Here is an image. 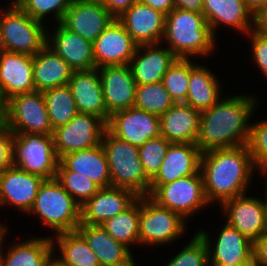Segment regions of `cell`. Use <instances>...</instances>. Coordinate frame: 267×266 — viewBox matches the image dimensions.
I'll use <instances>...</instances> for the list:
<instances>
[{
    "label": "cell",
    "instance_id": "6da1fadb",
    "mask_svg": "<svg viewBox=\"0 0 267 266\" xmlns=\"http://www.w3.org/2000/svg\"><path fill=\"white\" fill-rule=\"evenodd\" d=\"M224 98L200 114L196 145L202 153L248 144L257 99L246 94Z\"/></svg>",
    "mask_w": 267,
    "mask_h": 266
},
{
    "label": "cell",
    "instance_id": "7a4b0ae2",
    "mask_svg": "<svg viewBox=\"0 0 267 266\" xmlns=\"http://www.w3.org/2000/svg\"><path fill=\"white\" fill-rule=\"evenodd\" d=\"M255 167L247 145L201 153L200 171L206 198L220 205L247 194Z\"/></svg>",
    "mask_w": 267,
    "mask_h": 266
},
{
    "label": "cell",
    "instance_id": "3957f363",
    "mask_svg": "<svg viewBox=\"0 0 267 266\" xmlns=\"http://www.w3.org/2000/svg\"><path fill=\"white\" fill-rule=\"evenodd\" d=\"M177 58L190 59L212 53L215 36L202 13L172 9L165 15L163 41Z\"/></svg>",
    "mask_w": 267,
    "mask_h": 266
},
{
    "label": "cell",
    "instance_id": "277c9868",
    "mask_svg": "<svg viewBox=\"0 0 267 266\" xmlns=\"http://www.w3.org/2000/svg\"><path fill=\"white\" fill-rule=\"evenodd\" d=\"M101 144L109 164L111 186L129 189L139 197L149 196L151 181L144 173L138 147L117 138L107 129Z\"/></svg>",
    "mask_w": 267,
    "mask_h": 266
},
{
    "label": "cell",
    "instance_id": "5b68a950",
    "mask_svg": "<svg viewBox=\"0 0 267 266\" xmlns=\"http://www.w3.org/2000/svg\"><path fill=\"white\" fill-rule=\"evenodd\" d=\"M40 217L55 233L74 231L80 225V205L55 179H45L28 212Z\"/></svg>",
    "mask_w": 267,
    "mask_h": 266
},
{
    "label": "cell",
    "instance_id": "8992f818",
    "mask_svg": "<svg viewBox=\"0 0 267 266\" xmlns=\"http://www.w3.org/2000/svg\"><path fill=\"white\" fill-rule=\"evenodd\" d=\"M9 5L0 9L1 50L34 56L46 45L47 29L13 1Z\"/></svg>",
    "mask_w": 267,
    "mask_h": 266
},
{
    "label": "cell",
    "instance_id": "52a82bcc",
    "mask_svg": "<svg viewBox=\"0 0 267 266\" xmlns=\"http://www.w3.org/2000/svg\"><path fill=\"white\" fill-rule=\"evenodd\" d=\"M53 135L13 134L12 165L44 179H53L59 164Z\"/></svg>",
    "mask_w": 267,
    "mask_h": 266
},
{
    "label": "cell",
    "instance_id": "ba28073f",
    "mask_svg": "<svg viewBox=\"0 0 267 266\" xmlns=\"http://www.w3.org/2000/svg\"><path fill=\"white\" fill-rule=\"evenodd\" d=\"M186 219L158 205L149 196L139 197V245H164L185 233Z\"/></svg>",
    "mask_w": 267,
    "mask_h": 266
},
{
    "label": "cell",
    "instance_id": "9c48e42d",
    "mask_svg": "<svg viewBox=\"0 0 267 266\" xmlns=\"http://www.w3.org/2000/svg\"><path fill=\"white\" fill-rule=\"evenodd\" d=\"M5 127L13 134L53 135L42 92L15 95L4 103Z\"/></svg>",
    "mask_w": 267,
    "mask_h": 266
},
{
    "label": "cell",
    "instance_id": "30bf717a",
    "mask_svg": "<svg viewBox=\"0 0 267 266\" xmlns=\"http://www.w3.org/2000/svg\"><path fill=\"white\" fill-rule=\"evenodd\" d=\"M149 197L158 205L180 214L184 219L209 206L200 170L194 175L158 186Z\"/></svg>",
    "mask_w": 267,
    "mask_h": 266
},
{
    "label": "cell",
    "instance_id": "8fae6325",
    "mask_svg": "<svg viewBox=\"0 0 267 266\" xmlns=\"http://www.w3.org/2000/svg\"><path fill=\"white\" fill-rule=\"evenodd\" d=\"M106 129L107 124L100 117L78 113L69 123L53 130L59 160L69 153L98 146Z\"/></svg>",
    "mask_w": 267,
    "mask_h": 266
},
{
    "label": "cell",
    "instance_id": "7c38bea8",
    "mask_svg": "<svg viewBox=\"0 0 267 266\" xmlns=\"http://www.w3.org/2000/svg\"><path fill=\"white\" fill-rule=\"evenodd\" d=\"M114 19L99 0H72L60 23L93 43Z\"/></svg>",
    "mask_w": 267,
    "mask_h": 266
},
{
    "label": "cell",
    "instance_id": "4fadbf2b",
    "mask_svg": "<svg viewBox=\"0 0 267 266\" xmlns=\"http://www.w3.org/2000/svg\"><path fill=\"white\" fill-rule=\"evenodd\" d=\"M107 130L117 138L140 147L149 139L160 136V118L134 107L109 117Z\"/></svg>",
    "mask_w": 267,
    "mask_h": 266
},
{
    "label": "cell",
    "instance_id": "5bb4252c",
    "mask_svg": "<svg viewBox=\"0 0 267 266\" xmlns=\"http://www.w3.org/2000/svg\"><path fill=\"white\" fill-rule=\"evenodd\" d=\"M220 207L227 219L226 222L252 243L266 232V218L260 198L244 194L224 201Z\"/></svg>",
    "mask_w": 267,
    "mask_h": 266
},
{
    "label": "cell",
    "instance_id": "9a60e30c",
    "mask_svg": "<svg viewBox=\"0 0 267 266\" xmlns=\"http://www.w3.org/2000/svg\"><path fill=\"white\" fill-rule=\"evenodd\" d=\"M138 197L126 188L114 186L100 188L80 206V224L102 225L129 208Z\"/></svg>",
    "mask_w": 267,
    "mask_h": 266
},
{
    "label": "cell",
    "instance_id": "2e32d148",
    "mask_svg": "<svg viewBox=\"0 0 267 266\" xmlns=\"http://www.w3.org/2000/svg\"><path fill=\"white\" fill-rule=\"evenodd\" d=\"M137 44L116 18L93 42L96 68L113 65H129Z\"/></svg>",
    "mask_w": 267,
    "mask_h": 266
},
{
    "label": "cell",
    "instance_id": "e0dca14e",
    "mask_svg": "<svg viewBox=\"0 0 267 266\" xmlns=\"http://www.w3.org/2000/svg\"><path fill=\"white\" fill-rule=\"evenodd\" d=\"M103 88L108 120L116 112L132 108L137 84L129 65H113L98 68Z\"/></svg>",
    "mask_w": 267,
    "mask_h": 266
},
{
    "label": "cell",
    "instance_id": "ac0fdd59",
    "mask_svg": "<svg viewBox=\"0 0 267 266\" xmlns=\"http://www.w3.org/2000/svg\"><path fill=\"white\" fill-rule=\"evenodd\" d=\"M44 178L11 165L0 173V206L11 204L26 214L32 208ZM6 203V204H5Z\"/></svg>",
    "mask_w": 267,
    "mask_h": 266
},
{
    "label": "cell",
    "instance_id": "d6986e66",
    "mask_svg": "<svg viewBox=\"0 0 267 266\" xmlns=\"http://www.w3.org/2000/svg\"><path fill=\"white\" fill-rule=\"evenodd\" d=\"M35 91L33 56L0 51V98L5 103L15 95Z\"/></svg>",
    "mask_w": 267,
    "mask_h": 266
},
{
    "label": "cell",
    "instance_id": "ffe728a7",
    "mask_svg": "<svg viewBox=\"0 0 267 266\" xmlns=\"http://www.w3.org/2000/svg\"><path fill=\"white\" fill-rule=\"evenodd\" d=\"M117 19L138 46L161 44L165 26L161 11L137 1Z\"/></svg>",
    "mask_w": 267,
    "mask_h": 266
},
{
    "label": "cell",
    "instance_id": "44dd1931",
    "mask_svg": "<svg viewBox=\"0 0 267 266\" xmlns=\"http://www.w3.org/2000/svg\"><path fill=\"white\" fill-rule=\"evenodd\" d=\"M198 233L207 244L208 263H253V243L230 224L225 223L217 236L215 246H212V238H210L208 232L200 230Z\"/></svg>",
    "mask_w": 267,
    "mask_h": 266
},
{
    "label": "cell",
    "instance_id": "7402d4cb",
    "mask_svg": "<svg viewBox=\"0 0 267 266\" xmlns=\"http://www.w3.org/2000/svg\"><path fill=\"white\" fill-rule=\"evenodd\" d=\"M201 153L196 144L171 143L159 172L150 182V194L160 185L196 174L200 170Z\"/></svg>",
    "mask_w": 267,
    "mask_h": 266
},
{
    "label": "cell",
    "instance_id": "603a6c76",
    "mask_svg": "<svg viewBox=\"0 0 267 266\" xmlns=\"http://www.w3.org/2000/svg\"><path fill=\"white\" fill-rule=\"evenodd\" d=\"M55 28L56 31L53 34H48L47 30L46 45L74 71L95 69L93 43L66 29L61 23H58Z\"/></svg>",
    "mask_w": 267,
    "mask_h": 266
},
{
    "label": "cell",
    "instance_id": "cb8c5ba5",
    "mask_svg": "<svg viewBox=\"0 0 267 266\" xmlns=\"http://www.w3.org/2000/svg\"><path fill=\"white\" fill-rule=\"evenodd\" d=\"M161 48L160 43L159 46L158 44L137 46L135 54L129 63L137 85L162 82L169 67L177 59L168 47Z\"/></svg>",
    "mask_w": 267,
    "mask_h": 266
},
{
    "label": "cell",
    "instance_id": "d4e9b609",
    "mask_svg": "<svg viewBox=\"0 0 267 266\" xmlns=\"http://www.w3.org/2000/svg\"><path fill=\"white\" fill-rule=\"evenodd\" d=\"M68 85L72 91L78 113L95 115L107 124L108 112L98 68L73 71Z\"/></svg>",
    "mask_w": 267,
    "mask_h": 266
},
{
    "label": "cell",
    "instance_id": "484cf974",
    "mask_svg": "<svg viewBox=\"0 0 267 266\" xmlns=\"http://www.w3.org/2000/svg\"><path fill=\"white\" fill-rule=\"evenodd\" d=\"M202 14L214 36L222 24L244 34L254 28V15L243 0H203Z\"/></svg>",
    "mask_w": 267,
    "mask_h": 266
},
{
    "label": "cell",
    "instance_id": "4316f807",
    "mask_svg": "<svg viewBox=\"0 0 267 266\" xmlns=\"http://www.w3.org/2000/svg\"><path fill=\"white\" fill-rule=\"evenodd\" d=\"M97 256L101 266H134L130 248L117 242L101 225L80 224L76 229Z\"/></svg>",
    "mask_w": 267,
    "mask_h": 266
},
{
    "label": "cell",
    "instance_id": "83f0119b",
    "mask_svg": "<svg viewBox=\"0 0 267 266\" xmlns=\"http://www.w3.org/2000/svg\"><path fill=\"white\" fill-rule=\"evenodd\" d=\"M201 112L185 103H175L160 116V134L170 143L196 144Z\"/></svg>",
    "mask_w": 267,
    "mask_h": 266
},
{
    "label": "cell",
    "instance_id": "f1b7e54d",
    "mask_svg": "<svg viewBox=\"0 0 267 266\" xmlns=\"http://www.w3.org/2000/svg\"><path fill=\"white\" fill-rule=\"evenodd\" d=\"M73 69L49 46L45 45L33 56L35 91L44 92L69 83Z\"/></svg>",
    "mask_w": 267,
    "mask_h": 266
},
{
    "label": "cell",
    "instance_id": "f546056e",
    "mask_svg": "<svg viewBox=\"0 0 267 266\" xmlns=\"http://www.w3.org/2000/svg\"><path fill=\"white\" fill-rule=\"evenodd\" d=\"M60 162L69 171L87 176L100 188L111 186L109 164L102 144L64 155Z\"/></svg>",
    "mask_w": 267,
    "mask_h": 266
},
{
    "label": "cell",
    "instance_id": "4dcf8cb0",
    "mask_svg": "<svg viewBox=\"0 0 267 266\" xmlns=\"http://www.w3.org/2000/svg\"><path fill=\"white\" fill-rule=\"evenodd\" d=\"M192 62L190 58V79L184 103L203 112L221 99L220 82L207 67Z\"/></svg>",
    "mask_w": 267,
    "mask_h": 266
},
{
    "label": "cell",
    "instance_id": "1f68e13d",
    "mask_svg": "<svg viewBox=\"0 0 267 266\" xmlns=\"http://www.w3.org/2000/svg\"><path fill=\"white\" fill-rule=\"evenodd\" d=\"M55 243L49 236L31 238L9 247L3 254V266H46L55 256Z\"/></svg>",
    "mask_w": 267,
    "mask_h": 266
},
{
    "label": "cell",
    "instance_id": "d6a6232c",
    "mask_svg": "<svg viewBox=\"0 0 267 266\" xmlns=\"http://www.w3.org/2000/svg\"><path fill=\"white\" fill-rule=\"evenodd\" d=\"M52 242L57 244L60 257L55 258L65 266H101L97 256L88 246L85 238L77 231L56 234Z\"/></svg>",
    "mask_w": 267,
    "mask_h": 266
},
{
    "label": "cell",
    "instance_id": "836d02e7",
    "mask_svg": "<svg viewBox=\"0 0 267 266\" xmlns=\"http://www.w3.org/2000/svg\"><path fill=\"white\" fill-rule=\"evenodd\" d=\"M52 129L69 123L77 114L75 100L69 85L42 92Z\"/></svg>",
    "mask_w": 267,
    "mask_h": 266
},
{
    "label": "cell",
    "instance_id": "e575fe53",
    "mask_svg": "<svg viewBox=\"0 0 267 266\" xmlns=\"http://www.w3.org/2000/svg\"><path fill=\"white\" fill-rule=\"evenodd\" d=\"M117 242L129 248L139 244V197L125 211L101 225Z\"/></svg>",
    "mask_w": 267,
    "mask_h": 266
},
{
    "label": "cell",
    "instance_id": "d590c367",
    "mask_svg": "<svg viewBox=\"0 0 267 266\" xmlns=\"http://www.w3.org/2000/svg\"><path fill=\"white\" fill-rule=\"evenodd\" d=\"M175 104L162 82L137 85L134 108L162 116Z\"/></svg>",
    "mask_w": 267,
    "mask_h": 266
},
{
    "label": "cell",
    "instance_id": "8d00e7d4",
    "mask_svg": "<svg viewBox=\"0 0 267 266\" xmlns=\"http://www.w3.org/2000/svg\"><path fill=\"white\" fill-rule=\"evenodd\" d=\"M55 179L82 206L100 187L85 175L69 171L60 161Z\"/></svg>",
    "mask_w": 267,
    "mask_h": 266
},
{
    "label": "cell",
    "instance_id": "74e56055",
    "mask_svg": "<svg viewBox=\"0 0 267 266\" xmlns=\"http://www.w3.org/2000/svg\"><path fill=\"white\" fill-rule=\"evenodd\" d=\"M190 59L177 58L162 79L165 89L175 103H184L188 94Z\"/></svg>",
    "mask_w": 267,
    "mask_h": 266
},
{
    "label": "cell",
    "instance_id": "f35d334b",
    "mask_svg": "<svg viewBox=\"0 0 267 266\" xmlns=\"http://www.w3.org/2000/svg\"><path fill=\"white\" fill-rule=\"evenodd\" d=\"M170 142L163 136L149 139L138 147L139 157L146 177L152 181L160 170Z\"/></svg>",
    "mask_w": 267,
    "mask_h": 266
},
{
    "label": "cell",
    "instance_id": "ab89813d",
    "mask_svg": "<svg viewBox=\"0 0 267 266\" xmlns=\"http://www.w3.org/2000/svg\"><path fill=\"white\" fill-rule=\"evenodd\" d=\"M31 18L43 23L46 15H54L56 24L60 23L72 0H12Z\"/></svg>",
    "mask_w": 267,
    "mask_h": 266
},
{
    "label": "cell",
    "instance_id": "60d3db41",
    "mask_svg": "<svg viewBox=\"0 0 267 266\" xmlns=\"http://www.w3.org/2000/svg\"><path fill=\"white\" fill-rule=\"evenodd\" d=\"M208 262L207 244L197 232L189 244L164 266H207Z\"/></svg>",
    "mask_w": 267,
    "mask_h": 266
},
{
    "label": "cell",
    "instance_id": "b9f144b4",
    "mask_svg": "<svg viewBox=\"0 0 267 266\" xmlns=\"http://www.w3.org/2000/svg\"><path fill=\"white\" fill-rule=\"evenodd\" d=\"M248 149L255 167L262 173H267V119L250 123Z\"/></svg>",
    "mask_w": 267,
    "mask_h": 266
},
{
    "label": "cell",
    "instance_id": "7bdbcfd3",
    "mask_svg": "<svg viewBox=\"0 0 267 266\" xmlns=\"http://www.w3.org/2000/svg\"><path fill=\"white\" fill-rule=\"evenodd\" d=\"M246 35L251 38L252 54L254 61L267 78V36L259 33L254 28Z\"/></svg>",
    "mask_w": 267,
    "mask_h": 266
},
{
    "label": "cell",
    "instance_id": "ee69618b",
    "mask_svg": "<svg viewBox=\"0 0 267 266\" xmlns=\"http://www.w3.org/2000/svg\"><path fill=\"white\" fill-rule=\"evenodd\" d=\"M13 133L4 127L0 130V173L12 165Z\"/></svg>",
    "mask_w": 267,
    "mask_h": 266
},
{
    "label": "cell",
    "instance_id": "f6af8a7d",
    "mask_svg": "<svg viewBox=\"0 0 267 266\" xmlns=\"http://www.w3.org/2000/svg\"><path fill=\"white\" fill-rule=\"evenodd\" d=\"M253 266H267V231L253 243Z\"/></svg>",
    "mask_w": 267,
    "mask_h": 266
},
{
    "label": "cell",
    "instance_id": "bcb514c9",
    "mask_svg": "<svg viewBox=\"0 0 267 266\" xmlns=\"http://www.w3.org/2000/svg\"><path fill=\"white\" fill-rule=\"evenodd\" d=\"M115 17L118 18L138 0H99Z\"/></svg>",
    "mask_w": 267,
    "mask_h": 266
},
{
    "label": "cell",
    "instance_id": "7dc6e473",
    "mask_svg": "<svg viewBox=\"0 0 267 266\" xmlns=\"http://www.w3.org/2000/svg\"><path fill=\"white\" fill-rule=\"evenodd\" d=\"M139 2L146 4L153 9L161 11L167 15L172 9L175 8L173 0H138Z\"/></svg>",
    "mask_w": 267,
    "mask_h": 266
},
{
    "label": "cell",
    "instance_id": "c3c4849f",
    "mask_svg": "<svg viewBox=\"0 0 267 266\" xmlns=\"http://www.w3.org/2000/svg\"><path fill=\"white\" fill-rule=\"evenodd\" d=\"M175 8L202 13L203 0H173Z\"/></svg>",
    "mask_w": 267,
    "mask_h": 266
},
{
    "label": "cell",
    "instance_id": "681fc988",
    "mask_svg": "<svg viewBox=\"0 0 267 266\" xmlns=\"http://www.w3.org/2000/svg\"><path fill=\"white\" fill-rule=\"evenodd\" d=\"M254 29L267 36V7L261 9L254 16Z\"/></svg>",
    "mask_w": 267,
    "mask_h": 266
},
{
    "label": "cell",
    "instance_id": "f907efd6",
    "mask_svg": "<svg viewBox=\"0 0 267 266\" xmlns=\"http://www.w3.org/2000/svg\"><path fill=\"white\" fill-rule=\"evenodd\" d=\"M246 7L255 16L261 9L267 7V0H243Z\"/></svg>",
    "mask_w": 267,
    "mask_h": 266
},
{
    "label": "cell",
    "instance_id": "816d5d0a",
    "mask_svg": "<svg viewBox=\"0 0 267 266\" xmlns=\"http://www.w3.org/2000/svg\"><path fill=\"white\" fill-rule=\"evenodd\" d=\"M5 127L4 102L0 98V130Z\"/></svg>",
    "mask_w": 267,
    "mask_h": 266
},
{
    "label": "cell",
    "instance_id": "f5cc1de1",
    "mask_svg": "<svg viewBox=\"0 0 267 266\" xmlns=\"http://www.w3.org/2000/svg\"><path fill=\"white\" fill-rule=\"evenodd\" d=\"M5 232H7V229L1 234L0 236V266H3V240L5 239Z\"/></svg>",
    "mask_w": 267,
    "mask_h": 266
},
{
    "label": "cell",
    "instance_id": "db71d44e",
    "mask_svg": "<svg viewBox=\"0 0 267 266\" xmlns=\"http://www.w3.org/2000/svg\"><path fill=\"white\" fill-rule=\"evenodd\" d=\"M263 175H266L267 176V173H263ZM266 180H267V177H266ZM266 182V184H265V199H264V201L262 200V203H263V207H264V214H265V218H266V224H267V181H265ZM266 231H267V228H266Z\"/></svg>",
    "mask_w": 267,
    "mask_h": 266
},
{
    "label": "cell",
    "instance_id": "11a10c76",
    "mask_svg": "<svg viewBox=\"0 0 267 266\" xmlns=\"http://www.w3.org/2000/svg\"><path fill=\"white\" fill-rule=\"evenodd\" d=\"M207 266H253V263H241V264H215V263H208Z\"/></svg>",
    "mask_w": 267,
    "mask_h": 266
},
{
    "label": "cell",
    "instance_id": "9f6ffc18",
    "mask_svg": "<svg viewBox=\"0 0 267 266\" xmlns=\"http://www.w3.org/2000/svg\"><path fill=\"white\" fill-rule=\"evenodd\" d=\"M46 266H65L60 263L55 257H53Z\"/></svg>",
    "mask_w": 267,
    "mask_h": 266
},
{
    "label": "cell",
    "instance_id": "6f0895ef",
    "mask_svg": "<svg viewBox=\"0 0 267 266\" xmlns=\"http://www.w3.org/2000/svg\"><path fill=\"white\" fill-rule=\"evenodd\" d=\"M6 230V227L3 224H0V236Z\"/></svg>",
    "mask_w": 267,
    "mask_h": 266
}]
</instances>
